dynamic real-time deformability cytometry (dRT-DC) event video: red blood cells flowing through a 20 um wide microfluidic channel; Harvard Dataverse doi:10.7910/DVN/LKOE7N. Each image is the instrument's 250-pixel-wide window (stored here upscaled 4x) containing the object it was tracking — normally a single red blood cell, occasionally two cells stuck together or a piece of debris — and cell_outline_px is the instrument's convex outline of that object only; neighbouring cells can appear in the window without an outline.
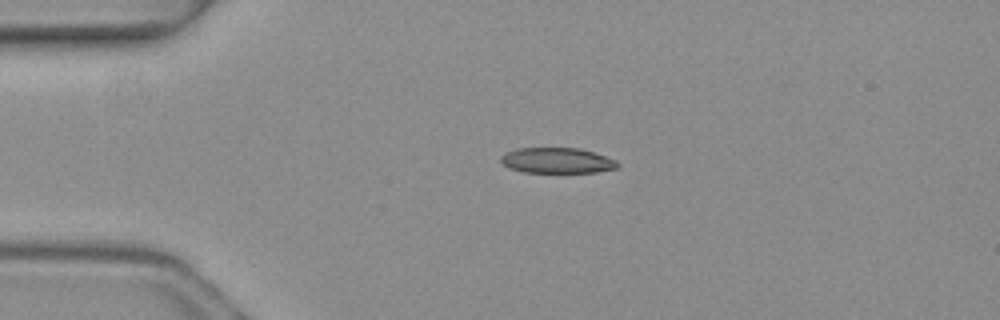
{"species": "common noctule bat (a hibernating species)", "species_latin": "Nyctalus noctula", "temperature_condition": "warm", "stored_images_in_passage": 2, "camera_frame_rate_fps": 3000, "um_per_image_px": 0.085, "animal": {"sex": "female", "body_mass_g": 19.3, "forearm_length_mm": 54.1}, "frame": {"image": 1, "passage_image": 1, "time_ms": 0.0, "image_size_px": [1000, 320], "cell_outline_px": [[620, 168], [596, 172], [524, 172], [508, 168], [500, 164], [500, 156], [504, 152], [516, 148], [580, 148], [616, 160], [620, 164]], "centroid_in_image_um": [47.31, 13.64], "position_along_channel_um": 37.7, "area_um2": 17.57}}